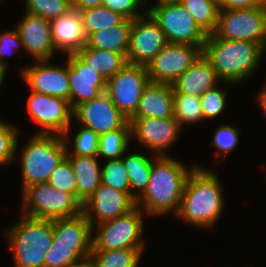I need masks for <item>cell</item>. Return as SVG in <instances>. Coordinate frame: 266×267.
I'll list each match as a JSON object with an SVG mask.
<instances>
[{
  "mask_svg": "<svg viewBox=\"0 0 266 267\" xmlns=\"http://www.w3.org/2000/svg\"><path fill=\"white\" fill-rule=\"evenodd\" d=\"M155 156V157H154ZM151 165L150 179L144 193L136 200L145 214L160 216L179 212L186 181L191 171L179 160L170 156H157Z\"/></svg>",
  "mask_w": 266,
  "mask_h": 267,
  "instance_id": "1",
  "label": "cell"
},
{
  "mask_svg": "<svg viewBox=\"0 0 266 267\" xmlns=\"http://www.w3.org/2000/svg\"><path fill=\"white\" fill-rule=\"evenodd\" d=\"M220 184L217 174L197 165L188 176L176 216L194 227L212 229L225 206Z\"/></svg>",
  "mask_w": 266,
  "mask_h": 267,
  "instance_id": "2",
  "label": "cell"
},
{
  "mask_svg": "<svg viewBox=\"0 0 266 267\" xmlns=\"http://www.w3.org/2000/svg\"><path fill=\"white\" fill-rule=\"evenodd\" d=\"M202 53L221 82L230 85L250 78L258 69L266 51L258 43L225 40L212 33L207 35Z\"/></svg>",
  "mask_w": 266,
  "mask_h": 267,
  "instance_id": "3",
  "label": "cell"
},
{
  "mask_svg": "<svg viewBox=\"0 0 266 267\" xmlns=\"http://www.w3.org/2000/svg\"><path fill=\"white\" fill-rule=\"evenodd\" d=\"M5 230L13 256V267H45L46 253L53 241V220L25 215Z\"/></svg>",
  "mask_w": 266,
  "mask_h": 267,
  "instance_id": "4",
  "label": "cell"
},
{
  "mask_svg": "<svg viewBox=\"0 0 266 267\" xmlns=\"http://www.w3.org/2000/svg\"><path fill=\"white\" fill-rule=\"evenodd\" d=\"M22 191L36 183L47 182L51 173L67 155L63 136L34 134L20 153Z\"/></svg>",
  "mask_w": 266,
  "mask_h": 267,
  "instance_id": "5",
  "label": "cell"
},
{
  "mask_svg": "<svg viewBox=\"0 0 266 267\" xmlns=\"http://www.w3.org/2000/svg\"><path fill=\"white\" fill-rule=\"evenodd\" d=\"M22 192V214L25 216L55 220L82 213V202L74 194L57 190L47 182L32 184Z\"/></svg>",
  "mask_w": 266,
  "mask_h": 267,
  "instance_id": "6",
  "label": "cell"
},
{
  "mask_svg": "<svg viewBox=\"0 0 266 267\" xmlns=\"http://www.w3.org/2000/svg\"><path fill=\"white\" fill-rule=\"evenodd\" d=\"M143 211L136 207L129 213L96 225L92 231V250H143Z\"/></svg>",
  "mask_w": 266,
  "mask_h": 267,
  "instance_id": "7",
  "label": "cell"
},
{
  "mask_svg": "<svg viewBox=\"0 0 266 267\" xmlns=\"http://www.w3.org/2000/svg\"><path fill=\"white\" fill-rule=\"evenodd\" d=\"M147 12L158 23L168 43L195 45L203 50L207 34L178 1L157 2Z\"/></svg>",
  "mask_w": 266,
  "mask_h": 267,
  "instance_id": "8",
  "label": "cell"
},
{
  "mask_svg": "<svg viewBox=\"0 0 266 267\" xmlns=\"http://www.w3.org/2000/svg\"><path fill=\"white\" fill-rule=\"evenodd\" d=\"M214 34L225 40L258 43L266 51V7L220 9Z\"/></svg>",
  "mask_w": 266,
  "mask_h": 267,
  "instance_id": "9",
  "label": "cell"
},
{
  "mask_svg": "<svg viewBox=\"0 0 266 267\" xmlns=\"http://www.w3.org/2000/svg\"><path fill=\"white\" fill-rule=\"evenodd\" d=\"M30 93L27 111L30 118L41 128L36 134H57L70 141L68 132L74 119L70 102L64 98L34 91Z\"/></svg>",
  "mask_w": 266,
  "mask_h": 267,
  "instance_id": "10",
  "label": "cell"
},
{
  "mask_svg": "<svg viewBox=\"0 0 266 267\" xmlns=\"http://www.w3.org/2000/svg\"><path fill=\"white\" fill-rule=\"evenodd\" d=\"M149 82L146 66L127 63L107 81L106 92L118 110L130 120Z\"/></svg>",
  "mask_w": 266,
  "mask_h": 267,
  "instance_id": "11",
  "label": "cell"
},
{
  "mask_svg": "<svg viewBox=\"0 0 266 267\" xmlns=\"http://www.w3.org/2000/svg\"><path fill=\"white\" fill-rule=\"evenodd\" d=\"M201 53L195 45L167 43L146 66L150 82L172 85Z\"/></svg>",
  "mask_w": 266,
  "mask_h": 267,
  "instance_id": "12",
  "label": "cell"
},
{
  "mask_svg": "<svg viewBox=\"0 0 266 267\" xmlns=\"http://www.w3.org/2000/svg\"><path fill=\"white\" fill-rule=\"evenodd\" d=\"M73 118L99 136L117 129H131L129 120L114 105L106 91L78 105Z\"/></svg>",
  "mask_w": 266,
  "mask_h": 267,
  "instance_id": "13",
  "label": "cell"
},
{
  "mask_svg": "<svg viewBox=\"0 0 266 267\" xmlns=\"http://www.w3.org/2000/svg\"><path fill=\"white\" fill-rule=\"evenodd\" d=\"M136 208L130 192H121L100 183L94 193L82 203V213L94 231V226L123 216Z\"/></svg>",
  "mask_w": 266,
  "mask_h": 267,
  "instance_id": "14",
  "label": "cell"
},
{
  "mask_svg": "<svg viewBox=\"0 0 266 267\" xmlns=\"http://www.w3.org/2000/svg\"><path fill=\"white\" fill-rule=\"evenodd\" d=\"M167 43L164 32L147 12L132 20L127 62L147 66Z\"/></svg>",
  "mask_w": 266,
  "mask_h": 267,
  "instance_id": "15",
  "label": "cell"
},
{
  "mask_svg": "<svg viewBox=\"0 0 266 267\" xmlns=\"http://www.w3.org/2000/svg\"><path fill=\"white\" fill-rule=\"evenodd\" d=\"M131 139L153 151L154 155L167 156L170 145L176 142L181 127L175 117L131 118Z\"/></svg>",
  "mask_w": 266,
  "mask_h": 267,
  "instance_id": "16",
  "label": "cell"
},
{
  "mask_svg": "<svg viewBox=\"0 0 266 267\" xmlns=\"http://www.w3.org/2000/svg\"><path fill=\"white\" fill-rule=\"evenodd\" d=\"M49 62V60H36L37 64L23 68L20 72L23 80L31 91L64 98L70 102L67 60L63 66L50 65Z\"/></svg>",
  "mask_w": 266,
  "mask_h": 267,
  "instance_id": "17",
  "label": "cell"
},
{
  "mask_svg": "<svg viewBox=\"0 0 266 267\" xmlns=\"http://www.w3.org/2000/svg\"><path fill=\"white\" fill-rule=\"evenodd\" d=\"M66 60L70 84V105L74 110L78 105L106 91L107 81L77 54H68Z\"/></svg>",
  "mask_w": 266,
  "mask_h": 267,
  "instance_id": "18",
  "label": "cell"
},
{
  "mask_svg": "<svg viewBox=\"0 0 266 267\" xmlns=\"http://www.w3.org/2000/svg\"><path fill=\"white\" fill-rule=\"evenodd\" d=\"M23 50L36 60H52L56 49L51 36L50 21L25 12L24 18L15 27Z\"/></svg>",
  "mask_w": 266,
  "mask_h": 267,
  "instance_id": "19",
  "label": "cell"
},
{
  "mask_svg": "<svg viewBox=\"0 0 266 267\" xmlns=\"http://www.w3.org/2000/svg\"><path fill=\"white\" fill-rule=\"evenodd\" d=\"M53 45L62 53L76 54L87 43L88 35L79 10L71 9L66 14L50 21Z\"/></svg>",
  "mask_w": 266,
  "mask_h": 267,
  "instance_id": "20",
  "label": "cell"
},
{
  "mask_svg": "<svg viewBox=\"0 0 266 267\" xmlns=\"http://www.w3.org/2000/svg\"><path fill=\"white\" fill-rule=\"evenodd\" d=\"M220 82L215 69L201 53L172 86L174 93L201 97L206 91L219 86Z\"/></svg>",
  "mask_w": 266,
  "mask_h": 267,
  "instance_id": "21",
  "label": "cell"
},
{
  "mask_svg": "<svg viewBox=\"0 0 266 267\" xmlns=\"http://www.w3.org/2000/svg\"><path fill=\"white\" fill-rule=\"evenodd\" d=\"M92 227L83 213L53 220L51 247L92 248Z\"/></svg>",
  "mask_w": 266,
  "mask_h": 267,
  "instance_id": "22",
  "label": "cell"
},
{
  "mask_svg": "<svg viewBox=\"0 0 266 267\" xmlns=\"http://www.w3.org/2000/svg\"><path fill=\"white\" fill-rule=\"evenodd\" d=\"M174 89L170 84L153 83L144 88L132 118L174 117Z\"/></svg>",
  "mask_w": 266,
  "mask_h": 267,
  "instance_id": "23",
  "label": "cell"
},
{
  "mask_svg": "<svg viewBox=\"0 0 266 267\" xmlns=\"http://www.w3.org/2000/svg\"><path fill=\"white\" fill-rule=\"evenodd\" d=\"M72 166L77 184V198L83 203L101 183V164L98 156L66 155Z\"/></svg>",
  "mask_w": 266,
  "mask_h": 267,
  "instance_id": "24",
  "label": "cell"
},
{
  "mask_svg": "<svg viewBox=\"0 0 266 267\" xmlns=\"http://www.w3.org/2000/svg\"><path fill=\"white\" fill-rule=\"evenodd\" d=\"M131 27L132 19H125L120 25L91 33L86 46L117 52L127 57Z\"/></svg>",
  "mask_w": 266,
  "mask_h": 267,
  "instance_id": "25",
  "label": "cell"
},
{
  "mask_svg": "<svg viewBox=\"0 0 266 267\" xmlns=\"http://www.w3.org/2000/svg\"><path fill=\"white\" fill-rule=\"evenodd\" d=\"M88 66L92 67L108 81L128 62L123 54L109 50L95 49L86 45L76 53Z\"/></svg>",
  "mask_w": 266,
  "mask_h": 267,
  "instance_id": "26",
  "label": "cell"
},
{
  "mask_svg": "<svg viewBox=\"0 0 266 267\" xmlns=\"http://www.w3.org/2000/svg\"><path fill=\"white\" fill-rule=\"evenodd\" d=\"M121 159L127 170L126 175L130 182V194L137 200L147 188L151 165L154 160L138 151L129 152L125 156L123 155Z\"/></svg>",
  "mask_w": 266,
  "mask_h": 267,
  "instance_id": "27",
  "label": "cell"
},
{
  "mask_svg": "<svg viewBox=\"0 0 266 267\" xmlns=\"http://www.w3.org/2000/svg\"><path fill=\"white\" fill-rule=\"evenodd\" d=\"M178 2L207 35L216 31L220 11L217 0H178Z\"/></svg>",
  "mask_w": 266,
  "mask_h": 267,
  "instance_id": "28",
  "label": "cell"
},
{
  "mask_svg": "<svg viewBox=\"0 0 266 267\" xmlns=\"http://www.w3.org/2000/svg\"><path fill=\"white\" fill-rule=\"evenodd\" d=\"M144 250H92L91 260L96 267H137Z\"/></svg>",
  "mask_w": 266,
  "mask_h": 267,
  "instance_id": "29",
  "label": "cell"
},
{
  "mask_svg": "<svg viewBox=\"0 0 266 267\" xmlns=\"http://www.w3.org/2000/svg\"><path fill=\"white\" fill-rule=\"evenodd\" d=\"M131 129H117L99 136L98 157L106 160L121 159L127 152Z\"/></svg>",
  "mask_w": 266,
  "mask_h": 267,
  "instance_id": "30",
  "label": "cell"
},
{
  "mask_svg": "<svg viewBox=\"0 0 266 267\" xmlns=\"http://www.w3.org/2000/svg\"><path fill=\"white\" fill-rule=\"evenodd\" d=\"M80 13L88 36L96 31L120 25L126 19L121 14L104 6L89 8Z\"/></svg>",
  "mask_w": 266,
  "mask_h": 267,
  "instance_id": "31",
  "label": "cell"
},
{
  "mask_svg": "<svg viewBox=\"0 0 266 267\" xmlns=\"http://www.w3.org/2000/svg\"><path fill=\"white\" fill-rule=\"evenodd\" d=\"M174 117L181 128L185 124L204 121L200 97L184 93H174Z\"/></svg>",
  "mask_w": 266,
  "mask_h": 267,
  "instance_id": "32",
  "label": "cell"
},
{
  "mask_svg": "<svg viewBox=\"0 0 266 267\" xmlns=\"http://www.w3.org/2000/svg\"><path fill=\"white\" fill-rule=\"evenodd\" d=\"M92 248L51 247L46 253L45 267H71L90 258Z\"/></svg>",
  "mask_w": 266,
  "mask_h": 267,
  "instance_id": "33",
  "label": "cell"
},
{
  "mask_svg": "<svg viewBox=\"0 0 266 267\" xmlns=\"http://www.w3.org/2000/svg\"><path fill=\"white\" fill-rule=\"evenodd\" d=\"M25 12L53 20L72 9L71 0H24Z\"/></svg>",
  "mask_w": 266,
  "mask_h": 267,
  "instance_id": "34",
  "label": "cell"
},
{
  "mask_svg": "<svg viewBox=\"0 0 266 267\" xmlns=\"http://www.w3.org/2000/svg\"><path fill=\"white\" fill-rule=\"evenodd\" d=\"M103 165L101 166V183L121 192H130V182L123 160H107Z\"/></svg>",
  "mask_w": 266,
  "mask_h": 267,
  "instance_id": "35",
  "label": "cell"
},
{
  "mask_svg": "<svg viewBox=\"0 0 266 267\" xmlns=\"http://www.w3.org/2000/svg\"><path fill=\"white\" fill-rule=\"evenodd\" d=\"M72 147L70 150L68 139H64L67 145V155H77V156H97L98 155V144L99 135L93 130L81 126L77 134L72 137Z\"/></svg>",
  "mask_w": 266,
  "mask_h": 267,
  "instance_id": "36",
  "label": "cell"
},
{
  "mask_svg": "<svg viewBox=\"0 0 266 267\" xmlns=\"http://www.w3.org/2000/svg\"><path fill=\"white\" fill-rule=\"evenodd\" d=\"M47 183L57 190L72 193L77 197L76 178L67 157L54 169Z\"/></svg>",
  "mask_w": 266,
  "mask_h": 267,
  "instance_id": "37",
  "label": "cell"
},
{
  "mask_svg": "<svg viewBox=\"0 0 266 267\" xmlns=\"http://www.w3.org/2000/svg\"><path fill=\"white\" fill-rule=\"evenodd\" d=\"M18 129L0 119V165L12 162L18 147Z\"/></svg>",
  "mask_w": 266,
  "mask_h": 267,
  "instance_id": "38",
  "label": "cell"
},
{
  "mask_svg": "<svg viewBox=\"0 0 266 267\" xmlns=\"http://www.w3.org/2000/svg\"><path fill=\"white\" fill-rule=\"evenodd\" d=\"M226 101L227 93L223 88L221 89L216 86L215 88L206 91L200 97L204 121H206L205 119H214L215 117L217 118L220 116L225 110Z\"/></svg>",
  "mask_w": 266,
  "mask_h": 267,
  "instance_id": "39",
  "label": "cell"
},
{
  "mask_svg": "<svg viewBox=\"0 0 266 267\" xmlns=\"http://www.w3.org/2000/svg\"><path fill=\"white\" fill-rule=\"evenodd\" d=\"M239 130L232 125L221 124L215 131L211 146L217 149V157L221 155H229L239 142Z\"/></svg>",
  "mask_w": 266,
  "mask_h": 267,
  "instance_id": "40",
  "label": "cell"
},
{
  "mask_svg": "<svg viewBox=\"0 0 266 267\" xmlns=\"http://www.w3.org/2000/svg\"><path fill=\"white\" fill-rule=\"evenodd\" d=\"M142 3L145 4V0H103L102 6L121 14L126 19L134 20L143 16L142 14L147 13V9L143 13L138 10V7L140 8Z\"/></svg>",
  "mask_w": 266,
  "mask_h": 267,
  "instance_id": "41",
  "label": "cell"
},
{
  "mask_svg": "<svg viewBox=\"0 0 266 267\" xmlns=\"http://www.w3.org/2000/svg\"><path fill=\"white\" fill-rule=\"evenodd\" d=\"M23 50V45L19 34L16 30L14 31H7L0 34V67L7 70L6 67V57L10 53L17 52L19 49ZM18 49V50H17Z\"/></svg>",
  "mask_w": 266,
  "mask_h": 267,
  "instance_id": "42",
  "label": "cell"
},
{
  "mask_svg": "<svg viewBox=\"0 0 266 267\" xmlns=\"http://www.w3.org/2000/svg\"><path fill=\"white\" fill-rule=\"evenodd\" d=\"M220 9L241 10L254 7H266V0H217Z\"/></svg>",
  "mask_w": 266,
  "mask_h": 267,
  "instance_id": "43",
  "label": "cell"
},
{
  "mask_svg": "<svg viewBox=\"0 0 266 267\" xmlns=\"http://www.w3.org/2000/svg\"><path fill=\"white\" fill-rule=\"evenodd\" d=\"M103 0H71L72 8L83 11L89 8L102 6Z\"/></svg>",
  "mask_w": 266,
  "mask_h": 267,
  "instance_id": "44",
  "label": "cell"
},
{
  "mask_svg": "<svg viewBox=\"0 0 266 267\" xmlns=\"http://www.w3.org/2000/svg\"><path fill=\"white\" fill-rule=\"evenodd\" d=\"M257 102H259L258 105H260V108L263 110L266 116V85L264 88H262V91L257 93Z\"/></svg>",
  "mask_w": 266,
  "mask_h": 267,
  "instance_id": "45",
  "label": "cell"
},
{
  "mask_svg": "<svg viewBox=\"0 0 266 267\" xmlns=\"http://www.w3.org/2000/svg\"><path fill=\"white\" fill-rule=\"evenodd\" d=\"M71 267H96L95 263L91 260V258L86 259L80 263L74 264Z\"/></svg>",
  "mask_w": 266,
  "mask_h": 267,
  "instance_id": "46",
  "label": "cell"
},
{
  "mask_svg": "<svg viewBox=\"0 0 266 267\" xmlns=\"http://www.w3.org/2000/svg\"><path fill=\"white\" fill-rule=\"evenodd\" d=\"M6 72H7V70L0 67V89H1L3 81H4V77L6 76Z\"/></svg>",
  "mask_w": 266,
  "mask_h": 267,
  "instance_id": "47",
  "label": "cell"
},
{
  "mask_svg": "<svg viewBox=\"0 0 266 267\" xmlns=\"http://www.w3.org/2000/svg\"><path fill=\"white\" fill-rule=\"evenodd\" d=\"M166 1H178V0H156V2H166Z\"/></svg>",
  "mask_w": 266,
  "mask_h": 267,
  "instance_id": "48",
  "label": "cell"
}]
</instances>
